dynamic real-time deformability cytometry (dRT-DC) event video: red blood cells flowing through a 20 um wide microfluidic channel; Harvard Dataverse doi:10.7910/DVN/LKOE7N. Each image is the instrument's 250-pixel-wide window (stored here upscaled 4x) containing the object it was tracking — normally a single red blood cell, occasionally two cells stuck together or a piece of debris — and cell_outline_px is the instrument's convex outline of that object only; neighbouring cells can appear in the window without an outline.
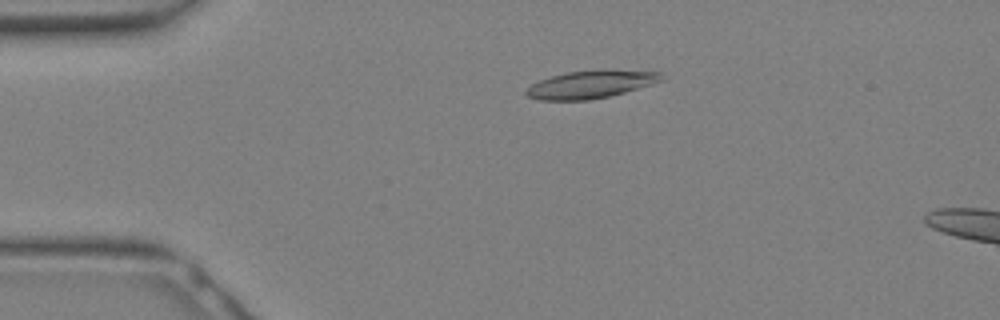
{"species": "Egyptian fruit bat (a non-hibernating species)", "species_latin": "Rousettus aegyptiacus", "temperature_condition": "warm", "stored_images_in_passage": 10, "camera_frame_rate_fps": 3000, "um_per_image_px": 0.085, "animal": {"sex": "female"}, "frame": {"image": 1, "passage_image": 7, "time_ms": 2.0, "image_size_px": [1000, 320], "cell_outline_px": [[664, 80], [624, 92], [608, 96], [588, 100], [540, 100], [528, 96], [524, 92], [532, 84], [540, 80], [552, 76], [568, 72], [660, 72]], "centroid_in_image_um": [50.12, 7.22], "position_along_channel_um": 34.9, "area_um2": 20.58}}